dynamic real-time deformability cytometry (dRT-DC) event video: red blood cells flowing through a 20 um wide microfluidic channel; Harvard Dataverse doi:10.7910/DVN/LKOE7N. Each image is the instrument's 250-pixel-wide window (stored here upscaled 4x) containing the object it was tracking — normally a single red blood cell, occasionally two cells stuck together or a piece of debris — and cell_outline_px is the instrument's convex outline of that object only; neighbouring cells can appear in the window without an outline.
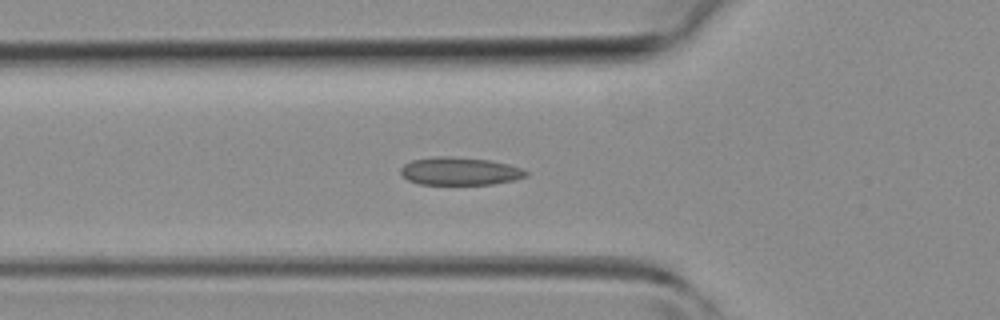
{"species": "common noctule bat (a hibernating species)", "species_latin": "Nyctalus noctula", "temperature_condition": "room temperature", "stored_images_in_passage": 35, "segment_of_instrument_passage": [1, 2], "camera_frame_rate_fps": 3000, "um_per_image_px": 0.085, "animal": {"sex": "female", "body_mass_g": 19.3, "forearm_length_mm": 54.1}, "frame": {"image": 1, "passage_image": 5, "time_ms": 1.333, "image_size_px": [1000, 320], "cell_outline_px": [[528, 176], [516, 180], [492, 184], [420, 184], [408, 180], [400, 172], [400, 168], [404, 164], [412, 160], [436, 156], [452, 156], [488, 160], [508, 164], [524, 168], [528, 172]], "centroid_in_image_um": [39.11, 14.55], "position_along_channel_um": 86.7, "area_um2": 20.46}}
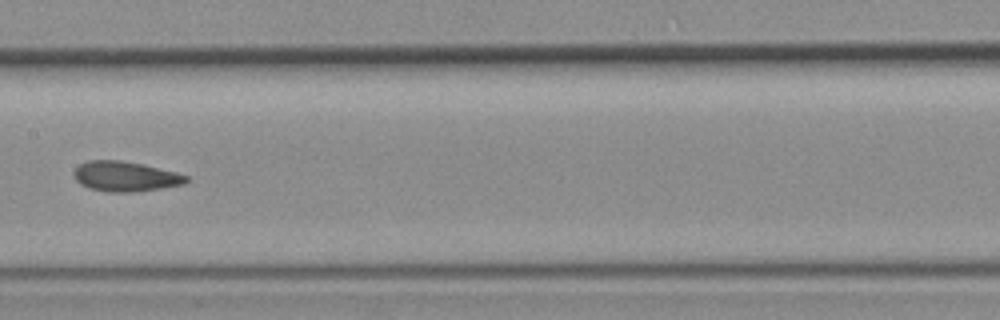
{"frame": {"image": 2, "passage_image": 12, "time_ms": 3.667, "image_size_px": [1000, 320], "cell_outline_px": [[188, 180], [184, 184], [160, 188], [132, 192], [108, 192], [88, 188], [80, 184], [76, 180], [72, 172], [80, 164], [88, 160], [120, 160], [144, 164], [176, 172], [188, 176]], "centroid_in_image_um": [10.63, 14.99], "position_along_channel_um": 196.8, "area_um2": 19.71}}
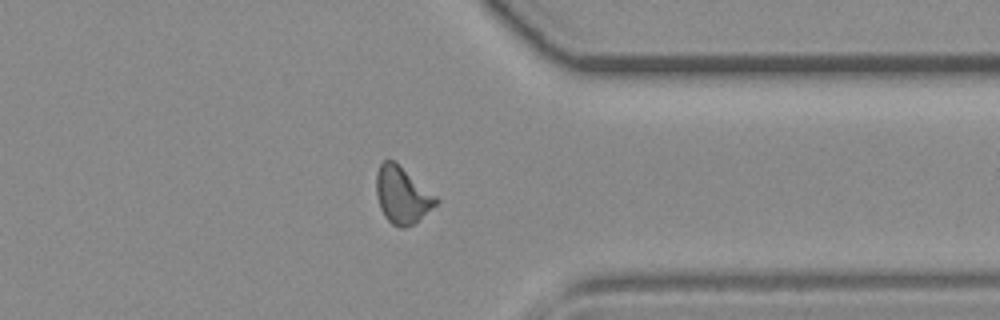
{"frame": {"image": 3, "passage_image": 24, "time_ms": 7.667, "image_size_px": [1000, 320], "cell_outline_px": [[440, 200], [436, 204], [412, 224], [404, 228], [400, 228], [392, 224], [384, 216], [380, 208], [376, 196], [376, 172], [380, 164], [384, 160], [392, 160], [436, 196]], "centroid_in_image_um": [34.14, 16.6], "position_along_channel_um": 377.3, "area_um2": 19.25}}